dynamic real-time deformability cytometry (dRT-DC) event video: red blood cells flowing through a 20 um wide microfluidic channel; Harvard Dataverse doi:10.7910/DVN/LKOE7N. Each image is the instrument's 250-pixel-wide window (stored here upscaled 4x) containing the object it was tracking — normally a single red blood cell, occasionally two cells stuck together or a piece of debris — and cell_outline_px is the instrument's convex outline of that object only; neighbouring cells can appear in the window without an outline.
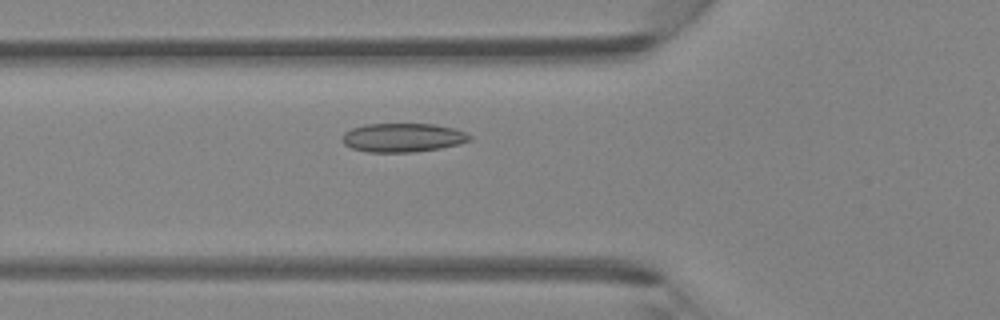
{"species": "Egyptian fruit bat (a non-hibernating species)", "species_latin": "Rousettus aegyptiacus", "temperature_condition": "room temperature", "stored_images_in_passage": 42, "camera_frame_rate_fps": 3000, "um_per_image_px": 0.085, "animal": {"sex": "female"}, "frame": {"image": 1, "passage_image": 13, "time_ms": 4.0, "image_size_px": [1000, 320], "cell_outline_px": [[472, 140], [460, 144], [440, 148], [416, 152], [368, 152], [352, 148], [344, 144], [340, 140], [344, 132], [352, 128], [364, 124], [436, 124], [452, 128], [464, 132], [472, 136]], "centroid_in_image_um": [34.23, 11.7], "position_along_channel_um": 91.6, "area_um2": 21.56}}
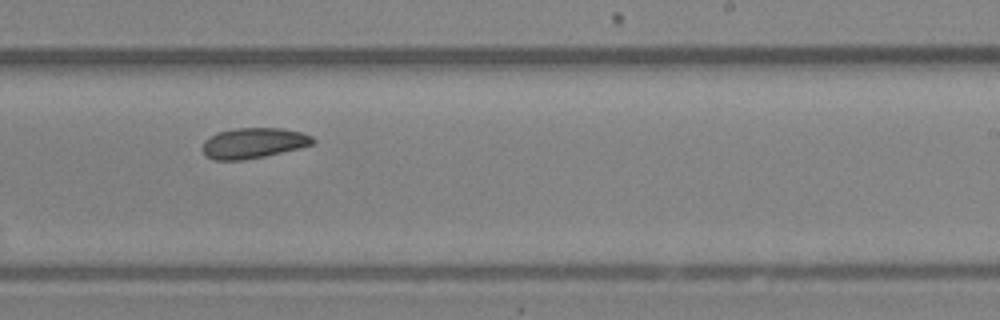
{"frame": {"image": 2, "passage_image": 25, "time_ms": 8.0, "image_size_px": [1000, 320], "cell_outline_px": [[316, 140], [312, 144], [300, 148], [264, 156], [244, 160], [212, 160], [204, 156], [200, 148], [204, 140], [216, 132], [232, 128], [280, 128], [304, 132], [312, 136]], "centroid_in_image_um": [21.49, 12.16], "position_along_channel_um": 267.5, "area_um2": 20.0}}
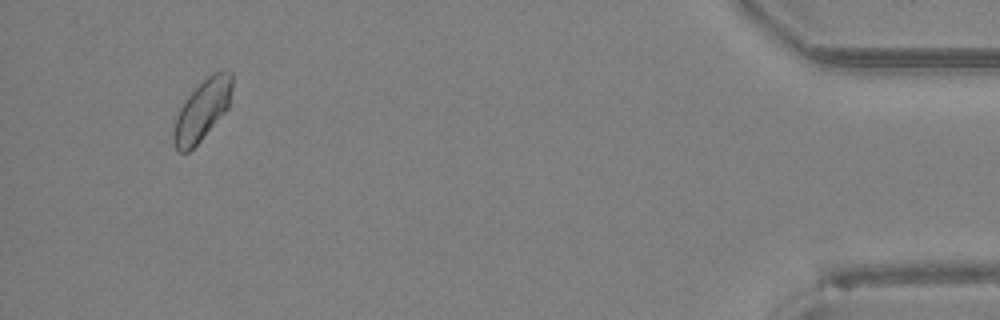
{"frame": {"image": 3, "passage_image": 40, "time_ms": 13.0, "image_size_px": [1000, 320], "cell_outline_px": [[232, 88], [228, 108], [200, 140], [188, 152], [180, 152], [176, 148], [172, 140], [172, 132], [176, 116], [184, 100], [212, 72], [224, 68], [232, 72]], "centroid_in_image_um": [17.18, 9.33], "position_along_channel_um": 418.0, "area_um2": 20.52}}